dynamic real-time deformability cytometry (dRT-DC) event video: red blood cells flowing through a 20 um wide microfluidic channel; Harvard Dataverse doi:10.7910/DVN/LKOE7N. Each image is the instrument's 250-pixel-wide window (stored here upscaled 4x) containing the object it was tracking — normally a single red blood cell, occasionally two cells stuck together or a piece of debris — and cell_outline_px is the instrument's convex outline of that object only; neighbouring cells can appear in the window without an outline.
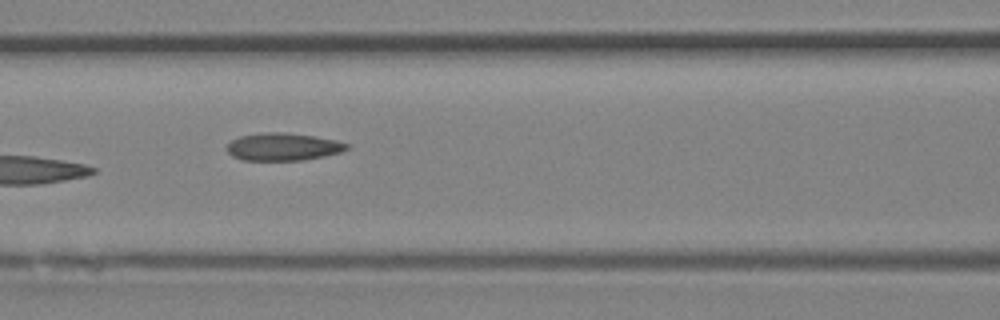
{"species": "Egyptian fruit bat (a non-hibernating species)", "species_latin": "Rousettus aegyptiacus", "temperature_condition": "room temperature", "stored_images_in_passage": 6, "camera_frame_rate_fps": 3000, "um_per_image_px": 0.085, "animal": {"sex": "female"}, "frame": {"image": 1, "passage_image": 6, "time_ms": 1.667, "image_size_px": [1000, 320], "cell_outline_px": [[348, 148], [340, 152], [324, 156], [304, 160], [240, 160], [232, 156], [228, 152], [228, 144], [232, 140], [240, 136], [264, 132], [280, 132], [312, 136], [336, 140], [348, 144]], "centroid_in_image_um": [24.04, 12.48], "position_along_channel_um": 142.6, "area_um2": 19.07}}